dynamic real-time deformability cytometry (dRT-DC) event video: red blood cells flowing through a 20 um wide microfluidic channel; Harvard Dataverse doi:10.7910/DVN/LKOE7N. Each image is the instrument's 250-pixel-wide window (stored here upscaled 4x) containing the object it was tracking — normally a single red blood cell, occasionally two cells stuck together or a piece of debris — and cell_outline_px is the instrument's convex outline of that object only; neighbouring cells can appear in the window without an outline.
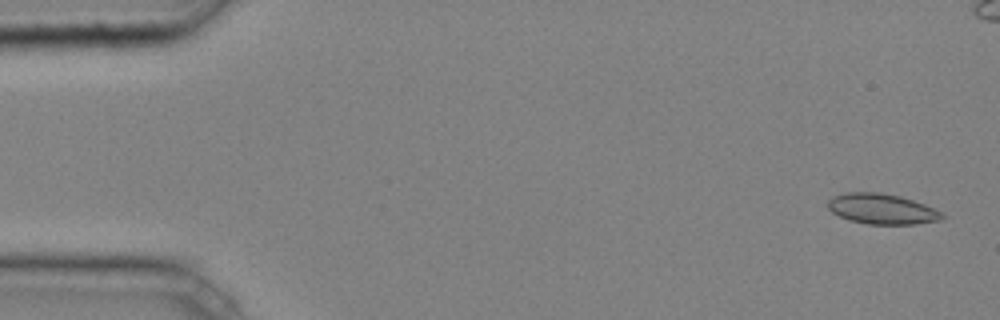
{"species": "common noctule bat (a hibernating species)", "species_latin": "Nyctalus noctula", "temperature_condition": "cold", "stored_images_in_passage": 5, "camera_frame_rate_fps": 3000, "um_per_image_px": 0.085, "animal": {"sex": "male", "body_mass_g": 20.4}, "frame": {"image": 1, "passage_image": 1, "time_ms": 0.0, "image_size_px": [1000, 320], "cell_outline_px": [[948, 216], [940, 220], [916, 224], [868, 224], [848, 220], [832, 212], [828, 208], [828, 200], [832, 196], [844, 192], [880, 192], [900, 196], [924, 204], [944, 212]], "centroid_in_image_um": [74.98, 17.76], "position_along_channel_um": 10.0, "area_um2": 20.46}}